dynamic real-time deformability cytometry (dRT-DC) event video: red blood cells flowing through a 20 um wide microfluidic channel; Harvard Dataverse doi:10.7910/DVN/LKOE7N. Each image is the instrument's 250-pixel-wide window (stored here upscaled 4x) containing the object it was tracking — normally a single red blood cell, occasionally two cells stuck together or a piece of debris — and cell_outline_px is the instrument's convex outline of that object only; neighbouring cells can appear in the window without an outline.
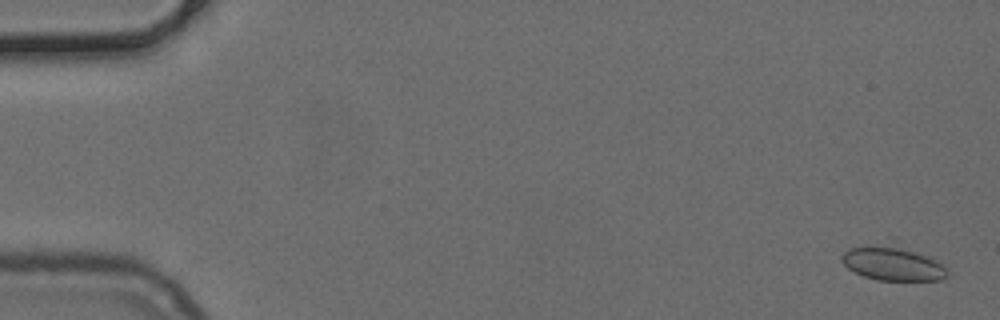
{"species": "common noctule bat (a hibernating species)", "species_latin": "Nyctalus noctula", "temperature_condition": "cold", "stored_images_in_passage": 52, "camera_frame_rate_fps": 3000, "um_per_image_px": 0.085, "animal": {"sex": "female", "body_mass_g": 24.6, "forearm_length_mm": 56.2}, "frame": {"image": 1, "passage_image": 2, "time_ms": 0.333, "image_size_px": [1000, 320], "cell_outline_px": [[948, 276], [940, 280], [876, 280], [864, 276], [848, 268], [840, 260], [840, 256], [844, 252], [852, 248], [896, 248], [912, 252], [924, 256], [948, 268]], "centroid_in_image_um": [75.88, 22.5], "position_along_channel_um": 9.1, "area_um2": 19.36}}
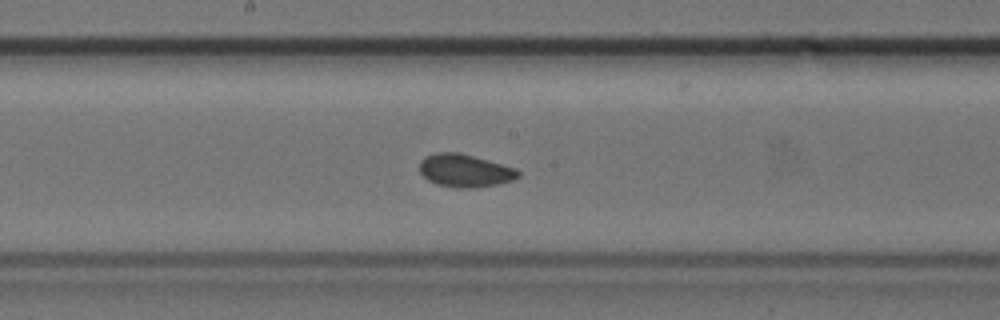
{"frame": {"image": 2, "passage_image": 28, "time_ms": 9.0, "image_size_px": [1000, 320], "cell_outline_px": [[520, 176], [512, 180], [496, 184], [472, 188], [456, 188], [436, 184], [428, 180], [420, 172], [420, 160], [424, 156], [436, 152], [460, 152], [516, 168], [520, 172]], "centroid_in_image_um": [39.49, 14.49], "position_along_channel_um": 208.7, "area_um2": 18.96}}
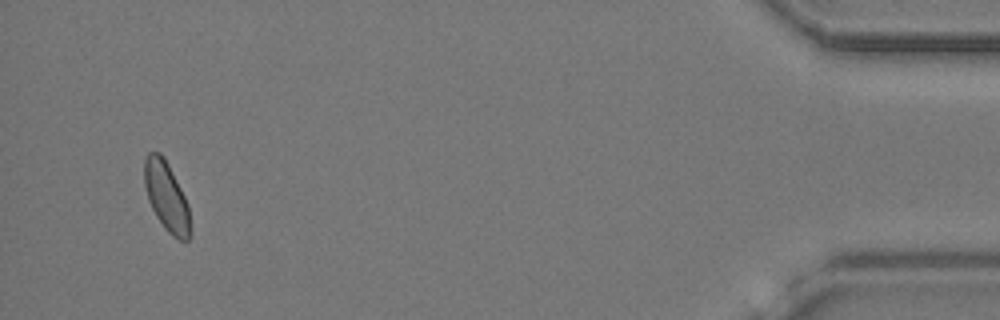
{"frame": {"image": 3, "passage_image": 50, "time_ms": 16.333, "image_size_px": [1000, 320], "cell_outline_px": [[192, 232], [188, 240], [180, 240], [172, 236], [164, 228], [156, 216], [148, 200], [144, 184], [144, 156], [148, 152], [160, 152], [164, 156], [188, 204]], "centroid_in_image_um": [14.15, 16.71], "position_along_channel_um": 421.1, "area_um2": 18.67}}